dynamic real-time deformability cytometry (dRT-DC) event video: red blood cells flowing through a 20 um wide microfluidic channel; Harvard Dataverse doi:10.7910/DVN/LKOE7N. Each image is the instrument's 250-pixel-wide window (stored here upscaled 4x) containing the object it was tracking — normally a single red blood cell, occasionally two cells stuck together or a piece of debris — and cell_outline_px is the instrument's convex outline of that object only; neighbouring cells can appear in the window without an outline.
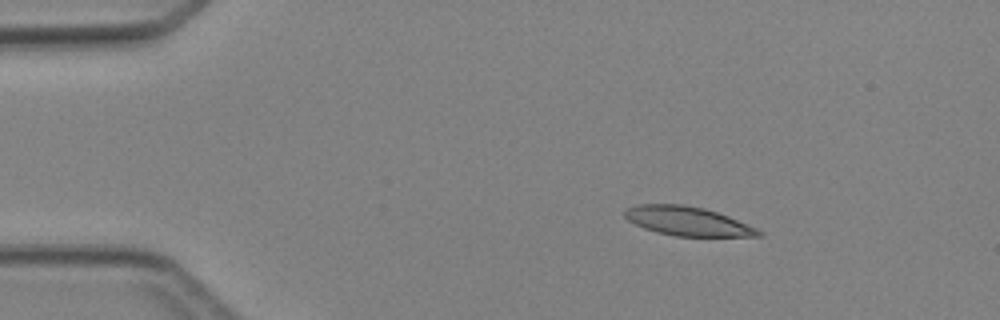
{"species": "Egyptian fruit bat (a non-hibernating species)", "species_latin": "Rousettus aegyptiacus", "temperature_condition": "cold", "stored_images_in_passage": 3, "camera_frame_rate_fps": 3000, "um_per_image_px": 0.085, "animal": {"sex": "female"}, "frame": {"image": 1, "passage_image": 2, "time_ms": 1.0, "image_size_px": [1000, 320], "cell_outline_px": [[764, 236], [676, 236], [656, 232], [644, 228], [628, 220], [624, 216], [624, 208], [636, 204], [684, 204], [704, 208], [728, 216], [756, 228], [764, 232]], "centroid_in_image_um": [58.42, 18.79], "position_along_channel_um": 26.6, "area_um2": 22.66}}